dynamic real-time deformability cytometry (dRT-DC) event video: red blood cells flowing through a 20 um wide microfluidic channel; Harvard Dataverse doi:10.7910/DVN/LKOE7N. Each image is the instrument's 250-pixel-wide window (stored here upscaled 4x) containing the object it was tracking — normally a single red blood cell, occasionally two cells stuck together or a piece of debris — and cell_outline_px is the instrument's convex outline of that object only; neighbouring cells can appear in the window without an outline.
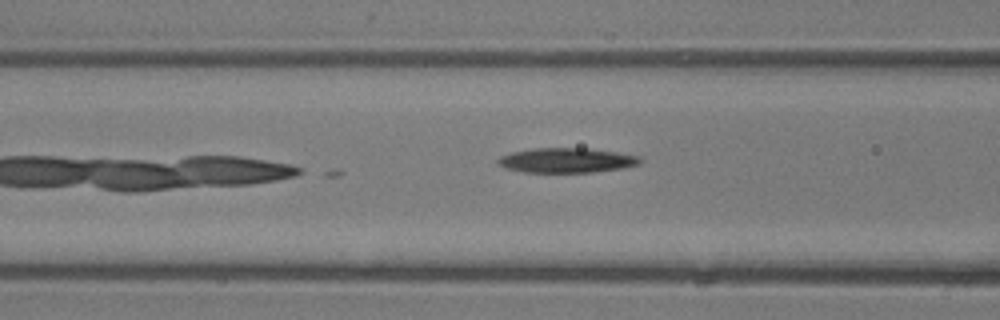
{"species": "common noctule bat (a hibernating species)", "species_latin": "Nyctalus noctula", "temperature_condition": "room temperature", "stored_images_in_passage": 19, "camera_frame_rate_fps": 3000, "um_per_image_px": 0.085, "animal": {"sex": "male", "body_mass_g": 13.3}, "frame": {"image": 1, "passage_image": 19, "time_ms": 6.0, "image_size_px": [1000, 320], "cell_outline_px": [[640, 164], [624, 168], [592, 172], [524, 172], [508, 168], [500, 164], [496, 160], [500, 156], [512, 152], [536, 148], [584, 148], [616, 152], [640, 156]], "centroid_in_image_um": [48.19, 13.62], "position_along_channel_um": 118.4, "area_um2": 20.29}}